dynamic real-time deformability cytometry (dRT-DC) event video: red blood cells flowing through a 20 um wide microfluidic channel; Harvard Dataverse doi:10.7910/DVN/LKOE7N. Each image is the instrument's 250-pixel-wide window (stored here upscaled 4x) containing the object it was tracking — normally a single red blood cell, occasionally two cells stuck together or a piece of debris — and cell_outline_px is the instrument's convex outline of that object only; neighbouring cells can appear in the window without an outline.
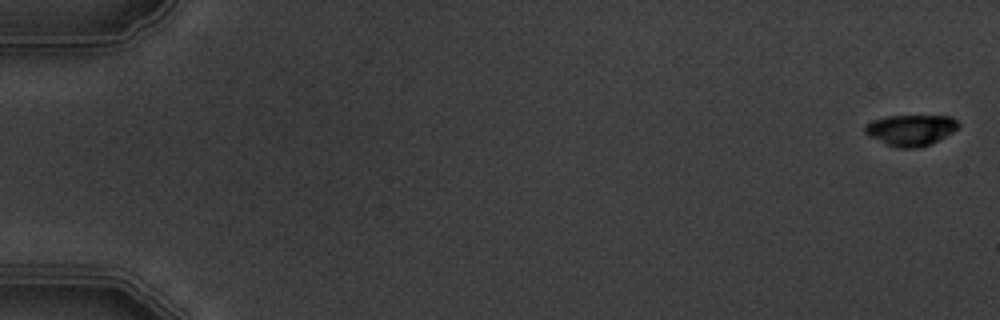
{"species": "common noctule bat (a hibernating species)", "species_latin": "Nyctalus noctula", "temperature_condition": "warm", "stored_images_in_passage": 6, "camera_frame_rate_fps": 3000, "um_per_image_px": 0.085, "animal": {"sex": "male", "body_mass_g": 19.5, "forearm_length_mm": 54.6}, "frame": {"image": 1, "passage_image": 1, "time_ms": 0.0, "image_size_px": [1000, 320], "cell_outline_px": [[960, 124], [952, 132], [928, 144], [916, 148], [896, 148], [868, 136], [864, 132], [864, 128], [872, 120], [888, 116], [952, 116]], "centroid_in_image_um": [77.38, 11.05], "position_along_channel_um": 7.6, "area_um2": 16.59}}
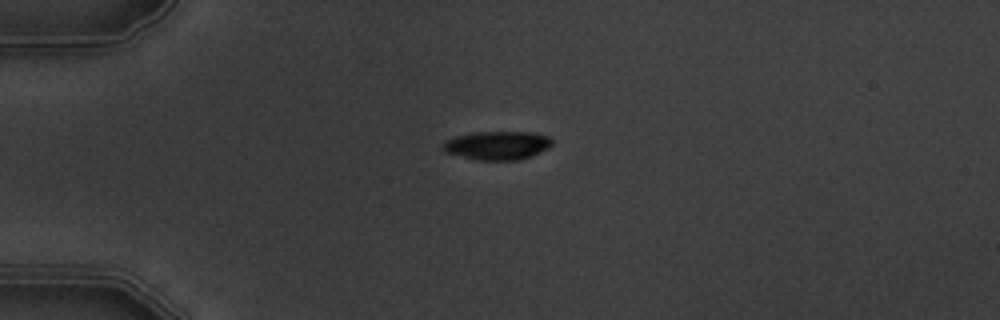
{"frame": {"image": 2, "passage_image": 5, "time_ms": 4.667, "image_size_px": [1000, 320], "cell_outline_px": [[552, 144], [548, 148], [532, 156], [520, 160], [476, 160], [444, 152], [440, 148], [444, 140], [456, 136], [476, 132], [536, 132], [548, 136], [552, 140]], "centroid_in_image_um": [42.25, 12.36], "position_along_channel_um": 42.8, "area_um2": 18.44}}